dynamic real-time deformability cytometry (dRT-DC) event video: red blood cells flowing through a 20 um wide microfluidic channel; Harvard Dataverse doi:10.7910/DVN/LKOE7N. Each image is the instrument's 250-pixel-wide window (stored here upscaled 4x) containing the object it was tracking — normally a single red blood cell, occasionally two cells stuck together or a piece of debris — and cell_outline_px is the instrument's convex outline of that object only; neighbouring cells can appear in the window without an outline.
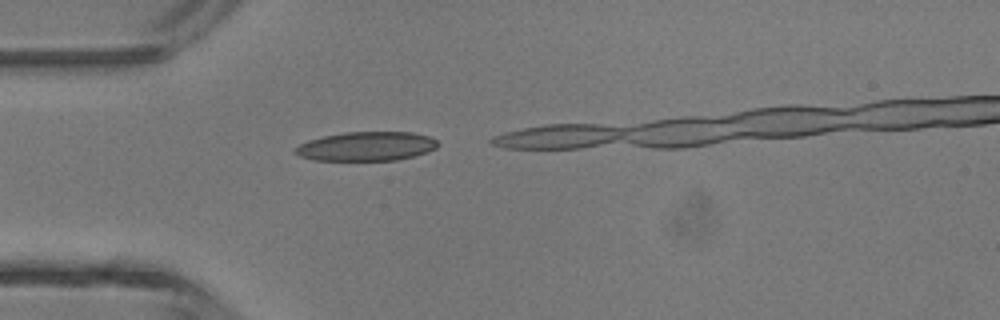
{"species": "common noctule bat (a hibernating species)", "species_latin": "Nyctalus noctula", "temperature_condition": "room temperature", "stored_images_in_passage": 4, "camera_frame_rate_fps": 3000, "um_per_image_px": 0.085, "animal": {"sex": "male", "body_mass_g": 13.3}, "frame": {"image": 1, "passage_image": 1, "time_ms": 0.0, "image_size_px": [1000, 320], "cell_outline_px": [[440, 144], [436, 148], [428, 152], [396, 160], [312, 160], [300, 156], [292, 152], [300, 144], [308, 140], [324, 136], [344, 132], [412, 132], [428, 136], [436, 140]], "centroid_in_image_um": [31.14, 12.43], "position_along_channel_um": 53.9, "area_um2": 24.16}}